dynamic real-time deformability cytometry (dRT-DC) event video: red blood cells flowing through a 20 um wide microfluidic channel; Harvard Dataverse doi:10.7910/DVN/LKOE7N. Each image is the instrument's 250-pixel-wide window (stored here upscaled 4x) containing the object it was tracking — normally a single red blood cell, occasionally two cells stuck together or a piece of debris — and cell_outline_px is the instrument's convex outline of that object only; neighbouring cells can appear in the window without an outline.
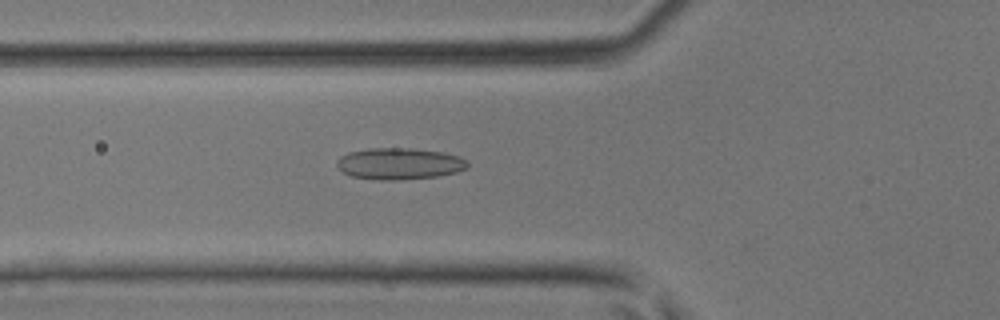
{"species": "common noctule bat (a hibernating species)", "species_latin": "Nyctalus noctula", "temperature_condition": "room temperature", "stored_images_in_passage": 30, "camera_frame_rate_fps": 3000, "um_per_image_px": 0.085, "animal": {"sex": "male", "body_mass_g": 17.9, "forearm_length_mm": 54.2}, "frame": {"image": 1, "passage_image": 2, "time_ms": 0.333, "image_size_px": [1000, 320], "cell_outline_px": [[468, 168], [456, 172], [436, 176], [392, 180], [380, 180], [352, 176], [344, 172], [336, 164], [336, 160], [340, 156], [348, 152], [368, 148], [412, 148], [444, 152], [460, 156], [468, 160]], "centroid_in_image_um": [33.96, 13.89], "position_along_channel_um": 91.8, "area_um2": 24.04}}
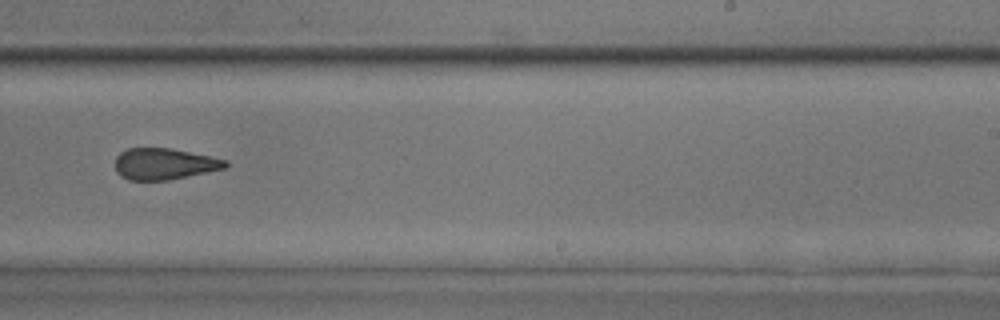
{"frame": {"image": 2, "passage_image": 14, "time_ms": 4.333, "image_size_px": [1000, 320], "cell_outline_px": [[228, 164], [224, 168], [168, 180], [128, 180], [120, 176], [116, 172], [116, 156], [120, 152], [128, 148], [172, 148], [212, 156], [228, 160]], "centroid_in_image_um": [13.95, 13.92], "position_along_channel_um": 275.1, "area_um2": 20.17}}
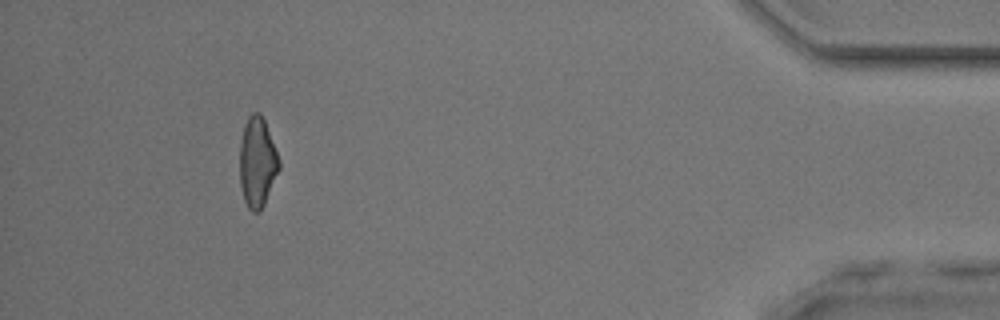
{"frame": {"image": 3, "passage_image": 27, "time_ms": 8.667, "image_size_px": [1000, 320], "cell_outline_px": [[280, 168], [264, 204], [260, 212], [252, 212], [248, 208], [244, 200], [240, 184], [240, 144], [244, 124], [248, 116], [252, 112], [260, 112], [264, 120], [280, 160]], "centroid_in_image_um": [21.86, 13.79], "position_along_channel_um": 413.3, "area_um2": 20.63}}